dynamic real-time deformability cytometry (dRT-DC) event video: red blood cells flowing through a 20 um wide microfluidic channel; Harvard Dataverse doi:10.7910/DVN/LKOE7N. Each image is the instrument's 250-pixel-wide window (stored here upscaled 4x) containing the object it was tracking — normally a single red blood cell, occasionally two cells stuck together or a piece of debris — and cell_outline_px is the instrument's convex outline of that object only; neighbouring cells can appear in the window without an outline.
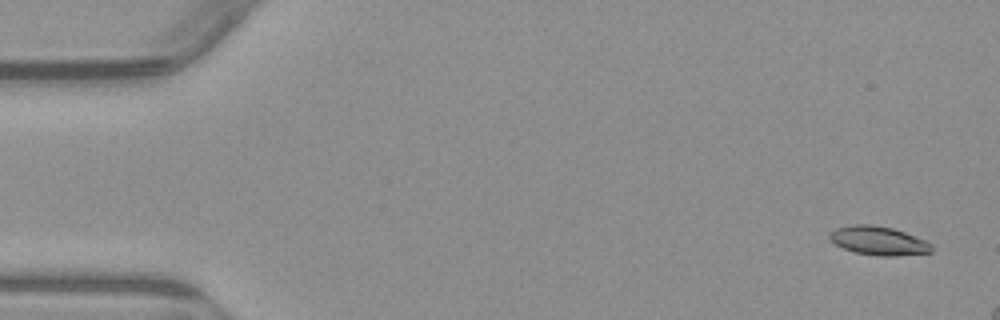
{"species": "common noctule bat (a hibernating species)", "species_latin": "Nyctalus noctula", "temperature_condition": "warm", "stored_images_in_passage": 4, "camera_frame_rate_fps": 3000, "um_per_image_px": 0.085, "animal": {"sex": "male", "body_mass_g": 23.1, "forearm_length_mm": 52.7}, "frame": {"image": 1, "passage_image": 1, "time_ms": 0.0, "image_size_px": [1000, 320], "cell_outline_px": [[932, 252], [896, 256], [880, 256], [856, 252], [844, 248], [836, 244], [828, 236], [836, 228], [852, 224], [872, 224], [892, 228], [904, 232], [924, 240], [932, 244]], "centroid_in_image_um": [74.69, 20.46], "position_along_channel_um": 10.3, "area_um2": 16.88}}